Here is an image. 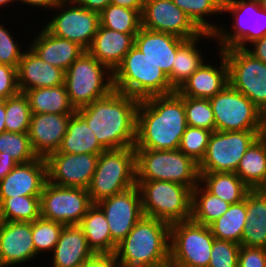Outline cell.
Returning a JSON list of instances; mask_svg holds the SVG:
<instances>
[{
	"label": "cell",
	"mask_w": 266,
	"mask_h": 267,
	"mask_svg": "<svg viewBox=\"0 0 266 267\" xmlns=\"http://www.w3.org/2000/svg\"><path fill=\"white\" fill-rule=\"evenodd\" d=\"M52 254L51 267H77L94 252L78 225H64Z\"/></svg>",
	"instance_id": "27"
},
{
	"label": "cell",
	"mask_w": 266,
	"mask_h": 267,
	"mask_svg": "<svg viewBox=\"0 0 266 267\" xmlns=\"http://www.w3.org/2000/svg\"><path fill=\"white\" fill-rule=\"evenodd\" d=\"M214 240L209 226L191 219L171 224L169 267H208Z\"/></svg>",
	"instance_id": "10"
},
{
	"label": "cell",
	"mask_w": 266,
	"mask_h": 267,
	"mask_svg": "<svg viewBox=\"0 0 266 267\" xmlns=\"http://www.w3.org/2000/svg\"><path fill=\"white\" fill-rule=\"evenodd\" d=\"M202 187V188H201ZM230 204L209 193L200 183L192 189L191 220L209 226L221 217Z\"/></svg>",
	"instance_id": "36"
},
{
	"label": "cell",
	"mask_w": 266,
	"mask_h": 267,
	"mask_svg": "<svg viewBox=\"0 0 266 267\" xmlns=\"http://www.w3.org/2000/svg\"><path fill=\"white\" fill-rule=\"evenodd\" d=\"M141 27L185 40L203 33L172 0H145L141 13Z\"/></svg>",
	"instance_id": "16"
},
{
	"label": "cell",
	"mask_w": 266,
	"mask_h": 267,
	"mask_svg": "<svg viewBox=\"0 0 266 267\" xmlns=\"http://www.w3.org/2000/svg\"><path fill=\"white\" fill-rule=\"evenodd\" d=\"M100 25L125 34H137L141 28V14L137 10L109 4L99 13Z\"/></svg>",
	"instance_id": "39"
},
{
	"label": "cell",
	"mask_w": 266,
	"mask_h": 267,
	"mask_svg": "<svg viewBox=\"0 0 266 267\" xmlns=\"http://www.w3.org/2000/svg\"><path fill=\"white\" fill-rule=\"evenodd\" d=\"M99 154L52 152L45 160L48 181L61 187L87 189L96 170Z\"/></svg>",
	"instance_id": "17"
},
{
	"label": "cell",
	"mask_w": 266,
	"mask_h": 267,
	"mask_svg": "<svg viewBox=\"0 0 266 267\" xmlns=\"http://www.w3.org/2000/svg\"><path fill=\"white\" fill-rule=\"evenodd\" d=\"M143 215L169 225L190 220L192 189L171 181L136 180Z\"/></svg>",
	"instance_id": "5"
},
{
	"label": "cell",
	"mask_w": 266,
	"mask_h": 267,
	"mask_svg": "<svg viewBox=\"0 0 266 267\" xmlns=\"http://www.w3.org/2000/svg\"><path fill=\"white\" fill-rule=\"evenodd\" d=\"M262 190L266 194V185L262 188Z\"/></svg>",
	"instance_id": "58"
},
{
	"label": "cell",
	"mask_w": 266,
	"mask_h": 267,
	"mask_svg": "<svg viewBox=\"0 0 266 267\" xmlns=\"http://www.w3.org/2000/svg\"><path fill=\"white\" fill-rule=\"evenodd\" d=\"M40 217V196L10 197L0 203V221L33 222Z\"/></svg>",
	"instance_id": "38"
},
{
	"label": "cell",
	"mask_w": 266,
	"mask_h": 267,
	"mask_svg": "<svg viewBox=\"0 0 266 267\" xmlns=\"http://www.w3.org/2000/svg\"><path fill=\"white\" fill-rule=\"evenodd\" d=\"M136 180L171 181L193 189L200 179L198 163L179 149H135Z\"/></svg>",
	"instance_id": "8"
},
{
	"label": "cell",
	"mask_w": 266,
	"mask_h": 267,
	"mask_svg": "<svg viewBox=\"0 0 266 267\" xmlns=\"http://www.w3.org/2000/svg\"><path fill=\"white\" fill-rule=\"evenodd\" d=\"M221 51L228 65L229 84L266 116V63L254 58L245 49Z\"/></svg>",
	"instance_id": "12"
},
{
	"label": "cell",
	"mask_w": 266,
	"mask_h": 267,
	"mask_svg": "<svg viewBox=\"0 0 266 267\" xmlns=\"http://www.w3.org/2000/svg\"><path fill=\"white\" fill-rule=\"evenodd\" d=\"M119 267H169L170 225L143 216L117 244Z\"/></svg>",
	"instance_id": "3"
},
{
	"label": "cell",
	"mask_w": 266,
	"mask_h": 267,
	"mask_svg": "<svg viewBox=\"0 0 266 267\" xmlns=\"http://www.w3.org/2000/svg\"><path fill=\"white\" fill-rule=\"evenodd\" d=\"M5 115H6V99L0 101V134L6 131Z\"/></svg>",
	"instance_id": "55"
},
{
	"label": "cell",
	"mask_w": 266,
	"mask_h": 267,
	"mask_svg": "<svg viewBox=\"0 0 266 267\" xmlns=\"http://www.w3.org/2000/svg\"><path fill=\"white\" fill-rule=\"evenodd\" d=\"M72 1L84 7L85 9L92 10L98 13H100L110 4V0H72Z\"/></svg>",
	"instance_id": "51"
},
{
	"label": "cell",
	"mask_w": 266,
	"mask_h": 267,
	"mask_svg": "<svg viewBox=\"0 0 266 267\" xmlns=\"http://www.w3.org/2000/svg\"><path fill=\"white\" fill-rule=\"evenodd\" d=\"M36 257L32 222L0 221V267L30 264Z\"/></svg>",
	"instance_id": "19"
},
{
	"label": "cell",
	"mask_w": 266,
	"mask_h": 267,
	"mask_svg": "<svg viewBox=\"0 0 266 267\" xmlns=\"http://www.w3.org/2000/svg\"><path fill=\"white\" fill-rule=\"evenodd\" d=\"M145 0H110V4L119 5L142 13Z\"/></svg>",
	"instance_id": "54"
},
{
	"label": "cell",
	"mask_w": 266,
	"mask_h": 267,
	"mask_svg": "<svg viewBox=\"0 0 266 267\" xmlns=\"http://www.w3.org/2000/svg\"><path fill=\"white\" fill-rule=\"evenodd\" d=\"M247 224L241 246L266 248V194L262 189L246 195Z\"/></svg>",
	"instance_id": "29"
},
{
	"label": "cell",
	"mask_w": 266,
	"mask_h": 267,
	"mask_svg": "<svg viewBox=\"0 0 266 267\" xmlns=\"http://www.w3.org/2000/svg\"><path fill=\"white\" fill-rule=\"evenodd\" d=\"M26 48L17 67V83L21 93L64 84L63 70L43 61L30 47Z\"/></svg>",
	"instance_id": "23"
},
{
	"label": "cell",
	"mask_w": 266,
	"mask_h": 267,
	"mask_svg": "<svg viewBox=\"0 0 266 267\" xmlns=\"http://www.w3.org/2000/svg\"><path fill=\"white\" fill-rule=\"evenodd\" d=\"M72 115L31 114L28 135L32 148L38 157L46 158L52 152L58 151Z\"/></svg>",
	"instance_id": "21"
},
{
	"label": "cell",
	"mask_w": 266,
	"mask_h": 267,
	"mask_svg": "<svg viewBox=\"0 0 266 267\" xmlns=\"http://www.w3.org/2000/svg\"><path fill=\"white\" fill-rule=\"evenodd\" d=\"M212 39L215 36L212 33L203 32L201 35L186 40L176 52L172 66V87L177 91L180 86L202 65L205 61L203 51L198 47L200 40Z\"/></svg>",
	"instance_id": "31"
},
{
	"label": "cell",
	"mask_w": 266,
	"mask_h": 267,
	"mask_svg": "<svg viewBox=\"0 0 266 267\" xmlns=\"http://www.w3.org/2000/svg\"><path fill=\"white\" fill-rule=\"evenodd\" d=\"M78 226L94 253H115L117 245L112 241L105 214L96 204L88 209Z\"/></svg>",
	"instance_id": "32"
},
{
	"label": "cell",
	"mask_w": 266,
	"mask_h": 267,
	"mask_svg": "<svg viewBox=\"0 0 266 267\" xmlns=\"http://www.w3.org/2000/svg\"><path fill=\"white\" fill-rule=\"evenodd\" d=\"M202 31L214 34L219 26L207 17L222 14L223 0H172ZM215 14V15H214Z\"/></svg>",
	"instance_id": "37"
},
{
	"label": "cell",
	"mask_w": 266,
	"mask_h": 267,
	"mask_svg": "<svg viewBox=\"0 0 266 267\" xmlns=\"http://www.w3.org/2000/svg\"><path fill=\"white\" fill-rule=\"evenodd\" d=\"M184 96L177 91L140 100L135 149L176 150L187 128Z\"/></svg>",
	"instance_id": "1"
},
{
	"label": "cell",
	"mask_w": 266,
	"mask_h": 267,
	"mask_svg": "<svg viewBox=\"0 0 266 267\" xmlns=\"http://www.w3.org/2000/svg\"><path fill=\"white\" fill-rule=\"evenodd\" d=\"M114 90L138 100L176 92L166 74L133 46L113 72Z\"/></svg>",
	"instance_id": "4"
},
{
	"label": "cell",
	"mask_w": 266,
	"mask_h": 267,
	"mask_svg": "<svg viewBox=\"0 0 266 267\" xmlns=\"http://www.w3.org/2000/svg\"><path fill=\"white\" fill-rule=\"evenodd\" d=\"M199 183L212 195L228 202L238 203L251 190L236 173H199Z\"/></svg>",
	"instance_id": "33"
},
{
	"label": "cell",
	"mask_w": 266,
	"mask_h": 267,
	"mask_svg": "<svg viewBox=\"0 0 266 267\" xmlns=\"http://www.w3.org/2000/svg\"><path fill=\"white\" fill-rule=\"evenodd\" d=\"M27 96L31 113L73 114L65 85L35 88L24 92Z\"/></svg>",
	"instance_id": "34"
},
{
	"label": "cell",
	"mask_w": 266,
	"mask_h": 267,
	"mask_svg": "<svg viewBox=\"0 0 266 267\" xmlns=\"http://www.w3.org/2000/svg\"><path fill=\"white\" fill-rule=\"evenodd\" d=\"M20 4L29 5L31 7L43 8L52 12L53 8L58 4L60 0H16ZM52 8V9H51Z\"/></svg>",
	"instance_id": "53"
},
{
	"label": "cell",
	"mask_w": 266,
	"mask_h": 267,
	"mask_svg": "<svg viewBox=\"0 0 266 267\" xmlns=\"http://www.w3.org/2000/svg\"><path fill=\"white\" fill-rule=\"evenodd\" d=\"M64 85L71 105L77 110L114 90L113 72L84 51L65 71Z\"/></svg>",
	"instance_id": "7"
},
{
	"label": "cell",
	"mask_w": 266,
	"mask_h": 267,
	"mask_svg": "<svg viewBox=\"0 0 266 267\" xmlns=\"http://www.w3.org/2000/svg\"><path fill=\"white\" fill-rule=\"evenodd\" d=\"M137 34H125L99 25L88 52L112 72L134 46Z\"/></svg>",
	"instance_id": "25"
},
{
	"label": "cell",
	"mask_w": 266,
	"mask_h": 267,
	"mask_svg": "<svg viewBox=\"0 0 266 267\" xmlns=\"http://www.w3.org/2000/svg\"><path fill=\"white\" fill-rule=\"evenodd\" d=\"M31 110L27 96L24 93L6 99L5 127L6 132L28 133Z\"/></svg>",
	"instance_id": "40"
},
{
	"label": "cell",
	"mask_w": 266,
	"mask_h": 267,
	"mask_svg": "<svg viewBox=\"0 0 266 267\" xmlns=\"http://www.w3.org/2000/svg\"><path fill=\"white\" fill-rule=\"evenodd\" d=\"M36 36L29 47L43 61L64 72L85 51L75 42L54 36L45 27Z\"/></svg>",
	"instance_id": "26"
},
{
	"label": "cell",
	"mask_w": 266,
	"mask_h": 267,
	"mask_svg": "<svg viewBox=\"0 0 266 267\" xmlns=\"http://www.w3.org/2000/svg\"><path fill=\"white\" fill-rule=\"evenodd\" d=\"M238 267H266V248L240 246Z\"/></svg>",
	"instance_id": "48"
},
{
	"label": "cell",
	"mask_w": 266,
	"mask_h": 267,
	"mask_svg": "<svg viewBox=\"0 0 266 267\" xmlns=\"http://www.w3.org/2000/svg\"><path fill=\"white\" fill-rule=\"evenodd\" d=\"M211 134L212 131L187 126L181 137L179 150L199 164L205 156Z\"/></svg>",
	"instance_id": "44"
},
{
	"label": "cell",
	"mask_w": 266,
	"mask_h": 267,
	"mask_svg": "<svg viewBox=\"0 0 266 267\" xmlns=\"http://www.w3.org/2000/svg\"><path fill=\"white\" fill-rule=\"evenodd\" d=\"M104 150L106 149L99 143L94 132L88 127L87 119L78 110H75L68 122L67 132L56 152L101 154Z\"/></svg>",
	"instance_id": "28"
},
{
	"label": "cell",
	"mask_w": 266,
	"mask_h": 267,
	"mask_svg": "<svg viewBox=\"0 0 266 267\" xmlns=\"http://www.w3.org/2000/svg\"><path fill=\"white\" fill-rule=\"evenodd\" d=\"M225 12L231 13L234 22L230 32L220 24L214 33L217 50L246 49L247 44L266 35V10L259 1L223 0L222 14Z\"/></svg>",
	"instance_id": "9"
},
{
	"label": "cell",
	"mask_w": 266,
	"mask_h": 267,
	"mask_svg": "<svg viewBox=\"0 0 266 267\" xmlns=\"http://www.w3.org/2000/svg\"><path fill=\"white\" fill-rule=\"evenodd\" d=\"M96 205L105 214L112 241L117 245L144 216L141 195L137 185L100 200Z\"/></svg>",
	"instance_id": "18"
},
{
	"label": "cell",
	"mask_w": 266,
	"mask_h": 267,
	"mask_svg": "<svg viewBox=\"0 0 266 267\" xmlns=\"http://www.w3.org/2000/svg\"><path fill=\"white\" fill-rule=\"evenodd\" d=\"M18 163L11 157L0 152V180H2Z\"/></svg>",
	"instance_id": "52"
},
{
	"label": "cell",
	"mask_w": 266,
	"mask_h": 267,
	"mask_svg": "<svg viewBox=\"0 0 266 267\" xmlns=\"http://www.w3.org/2000/svg\"><path fill=\"white\" fill-rule=\"evenodd\" d=\"M235 173L251 190L262 189L266 185V133L251 144Z\"/></svg>",
	"instance_id": "30"
},
{
	"label": "cell",
	"mask_w": 266,
	"mask_h": 267,
	"mask_svg": "<svg viewBox=\"0 0 266 267\" xmlns=\"http://www.w3.org/2000/svg\"><path fill=\"white\" fill-rule=\"evenodd\" d=\"M11 32L5 28L4 22L0 24V64L17 68L24 51Z\"/></svg>",
	"instance_id": "46"
},
{
	"label": "cell",
	"mask_w": 266,
	"mask_h": 267,
	"mask_svg": "<svg viewBox=\"0 0 266 267\" xmlns=\"http://www.w3.org/2000/svg\"><path fill=\"white\" fill-rule=\"evenodd\" d=\"M185 41L171 34L154 32L141 27L134 37V46L160 67L172 86V66L176 52Z\"/></svg>",
	"instance_id": "22"
},
{
	"label": "cell",
	"mask_w": 266,
	"mask_h": 267,
	"mask_svg": "<svg viewBox=\"0 0 266 267\" xmlns=\"http://www.w3.org/2000/svg\"><path fill=\"white\" fill-rule=\"evenodd\" d=\"M17 68L0 64V95L7 99L18 94Z\"/></svg>",
	"instance_id": "47"
},
{
	"label": "cell",
	"mask_w": 266,
	"mask_h": 267,
	"mask_svg": "<svg viewBox=\"0 0 266 267\" xmlns=\"http://www.w3.org/2000/svg\"><path fill=\"white\" fill-rule=\"evenodd\" d=\"M219 52L221 65L214 66L211 61L208 64L204 61L177 90L181 96L210 99L229 84L228 65L224 53Z\"/></svg>",
	"instance_id": "24"
},
{
	"label": "cell",
	"mask_w": 266,
	"mask_h": 267,
	"mask_svg": "<svg viewBox=\"0 0 266 267\" xmlns=\"http://www.w3.org/2000/svg\"><path fill=\"white\" fill-rule=\"evenodd\" d=\"M216 131H266V116L230 84L209 99Z\"/></svg>",
	"instance_id": "11"
},
{
	"label": "cell",
	"mask_w": 266,
	"mask_h": 267,
	"mask_svg": "<svg viewBox=\"0 0 266 267\" xmlns=\"http://www.w3.org/2000/svg\"><path fill=\"white\" fill-rule=\"evenodd\" d=\"M135 185V148L107 149L99 154L96 170L87 191L91 202L96 204Z\"/></svg>",
	"instance_id": "6"
},
{
	"label": "cell",
	"mask_w": 266,
	"mask_h": 267,
	"mask_svg": "<svg viewBox=\"0 0 266 267\" xmlns=\"http://www.w3.org/2000/svg\"><path fill=\"white\" fill-rule=\"evenodd\" d=\"M245 50L254 58L266 63V35L261 39L253 41L251 43V49L250 46H247Z\"/></svg>",
	"instance_id": "50"
},
{
	"label": "cell",
	"mask_w": 266,
	"mask_h": 267,
	"mask_svg": "<svg viewBox=\"0 0 266 267\" xmlns=\"http://www.w3.org/2000/svg\"><path fill=\"white\" fill-rule=\"evenodd\" d=\"M48 181L45 158L17 164L0 180V203L5 198L17 196H40Z\"/></svg>",
	"instance_id": "20"
},
{
	"label": "cell",
	"mask_w": 266,
	"mask_h": 267,
	"mask_svg": "<svg viewBox=\"0 0 266 267\" xmlns=\"http://www.w3.org/2000/svg\"><path fill=\"white\" fill-rule=\"evenodd\" d=\"M266 131H214L204 158L198 164L199 173H235L240 159L251 144Z\"/></svg>",
	"instance_id": "13"
},
{
	"label": "cell",
	"mask_w": 266,
	"mask_h": 267,
	"mask_svg": "<svg viewBox=\"0 0 266 267\" xmlns=\"http://www.w3.org/2000/svg\"><path fill=\"white\" fill-rule=\"evenodd\" d=\"M81 265L82 267H119L115 253H94Z\"/></svg>",
	"instance_id": "49"
},
{
	"label": "cell",
	"mask_w": 266,
	"mask_h": 267,
	"mask_svg": "<svg viewBox=\"0 0 266 267\" xmlns=\"http://www.w3.org/2000/svg\"><path fill=\"white\" fill-rule=\"evenodd\" d=\"M260 6L266 10V0H259Z\"/></svg>",
	"instance_id": "57"
},
{
	"label": "cell",
	"mask_w": 266,
	"mask_h": 267,
	"mask_svg": "<svg viewBox=\"0 0 266 267\" xmlns=\"http://www.w3.org/2000/svg\"><path fill=\"white\" fill-rule=\"evenodd\" d=\"M54 11L55 15L44 27L54 36L75 42L87 51L100 25L99 13L72 0H60Z\"/></svg>",
	"instance_id": "14"
},
{
	"label": "cell",
	"mask_w": 266,
	"mask_h": 267,
	"mask_svg": "<svg viewBox=\"0 0 266 267\" xmlns=\"http://www.w3.org/2000/svg\"><path fill=\"white\" fill-rule=\"evenodd\" d=\"M0 152L11 156L18 164L28 163L38 158L32 148L28 133L2 132Z\"/></svg>",
	"instance_id": "41"
},
{
	"label": "cell",
	"mask_w": 266,
	"mask_h": 267,
	"mask_svg": "<svg viewBox=\"0 0 266 267\" xmlns=\"http://www.w3.org/2000/svg\"><path fill=\"white\" fill-rule=\"evenodd\" d=\"M187 125L216 131L214 113L209 99L184 96Z\"/></svg>",
	"instance_id": "43"
},
{
	"label": "cell",
	"mask_w": 266,
	"mask_h": 267,
	"mask_svg": "<svg viewBox=\"0 0 266 267\" xmlns=\"http://www.w3.org/2000/svg\"><path fill=\"white\" fill-rule=\"evenodd\" d=\"M13 2H16V0H0V7L4 8L6 5H9Z\"/></svg>",
	"instance_id": "56"
},
{
	"label": "cell",
	"mask_w": 266,
	"mask_h": 267,
	"mask_svg": "<svg viewBox=\"0 0 266 267\" xmlns=\"http://www.w3.org/2000/svg\"><path fill=\"white\" fill-rule=\"evenodd\" d=\"M139 102L133 96L113 90L77 110L106 150L135 147Z\"/></svg>",
	"instance_id": "2"
},
{
	"label": "cell",
	"mask_w": 266,
	"mask_h": 267,
	"mask_svg": "<svg viewBox=\"0 0 266 267\" xmlns=\"http://www.w3.org/2000/svg\"><path fill=\"white\" fill-rule=\"evenodd\" d=\"M93 205L87 189L46 182L40 195L41 217L64 225H78Z\"/></svg>",
	"instance_id": "15"
},
{
	"label": "cell",
	"mask_w": 266,
	"mask_h": 267,
	"mask_svg": "<svg viewBox=\"0 0 266 267\" xmlns=\"http://www.w3.org/2000/svg\"><path fill=\"white\" fill-rule=\"evenodd\" d=\"M64 224L46 220L42 217L32 222V240L37 256L44 252H53Z\"/></svg>",
	"instance_id": "42"
},
{
	"label": "cell",
	"mask_w": 266,
	"mask_h": 267,
	"mask_svg": "<svg viewBox=\"0 0 266 267\" xmlns=\"http://www.w3.org/2000/svg\"><path fill=\"white\" fill-rule=\"evenodd\" d=\"M247 224L246 197L244 200L230 204L228 210L209 227L212 235L219 240H228L240 244Z\"/></svg>",
	"instance_id": "35"
},
{
	"label": "cell",
	"mask_w": 266,
	"mask_h": 267,
	"mask_svg": "<svg viewBox=\"0 0 266 267\" xmlns=\"http://www.w3.org/2000/svg\"><path fill=\"white\" fill-rule=\"evenodd\" d=\"M240 246L232 241L215 238L208 267H238Z\"/></svg>",
	"instance_id": "45"
}]
</instances>
